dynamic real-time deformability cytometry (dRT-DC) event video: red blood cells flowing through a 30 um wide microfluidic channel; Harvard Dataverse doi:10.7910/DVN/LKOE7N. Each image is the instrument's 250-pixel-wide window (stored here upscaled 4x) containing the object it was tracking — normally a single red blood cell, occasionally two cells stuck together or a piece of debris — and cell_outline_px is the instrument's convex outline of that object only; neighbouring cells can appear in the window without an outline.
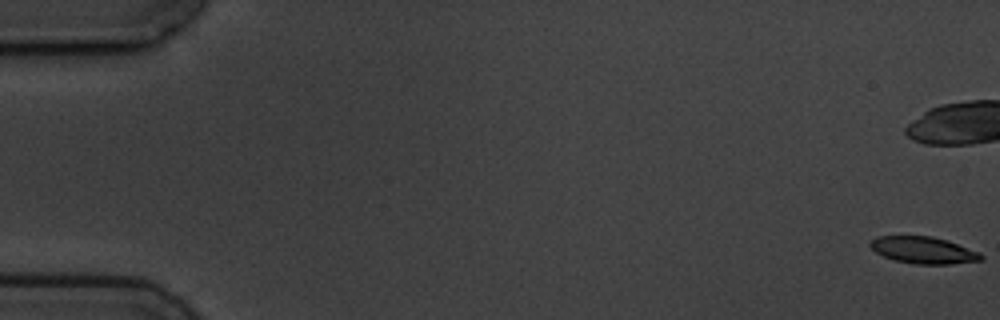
{"species": "common noctule bat (a hibernating species)", "species_latin": "Nyctalus noctula", "temperature_condition": "cold", "stored_images_in_passage": 8, "camera_frame_rate_fps": 3000, "um_per_image_px": 0.085, "animal": {"sex": "male", "body_mass_g": 19.5, "forearm_length_mm": 54.6}, "frame": {"image": 1, "passage_image": 1, "time_ms": 0.0, "image_size_px": [1000, 320], "cell_outline_px": [[984, 260], [948, 264], [916, 264], [896, 260], [884, 256], [876, 252], [868, 244], [876, 236], [932, 236], [948, 240], [980, 252], [984, 256]], "centroid_in_image_um": [78.53, 21.26], "position_along_channel_um": 6.5, "area_um2": 17.34}}
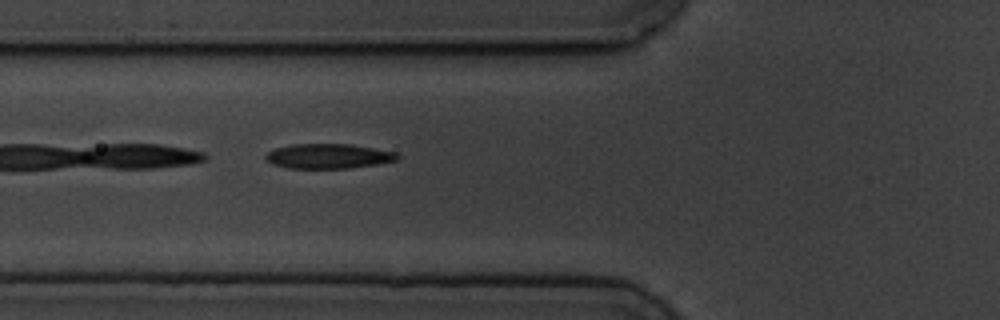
{"frame": {"image": 2, "passage_image": 8, "time_ms": 8.0, "image_size_px": [1000, 320], "cell_outline_px": [[400, 156], [396, 160], [376, 164], [348, 168], [288, 168], [272, 164], [264, 156], [268, 152], [276, 148], [292, 144], [352, 144], [396, 152]], "centroid_in_image_um": [27.91, 13.27], "position_along_channel_um": 97.9, "area_um2": 18.9}}